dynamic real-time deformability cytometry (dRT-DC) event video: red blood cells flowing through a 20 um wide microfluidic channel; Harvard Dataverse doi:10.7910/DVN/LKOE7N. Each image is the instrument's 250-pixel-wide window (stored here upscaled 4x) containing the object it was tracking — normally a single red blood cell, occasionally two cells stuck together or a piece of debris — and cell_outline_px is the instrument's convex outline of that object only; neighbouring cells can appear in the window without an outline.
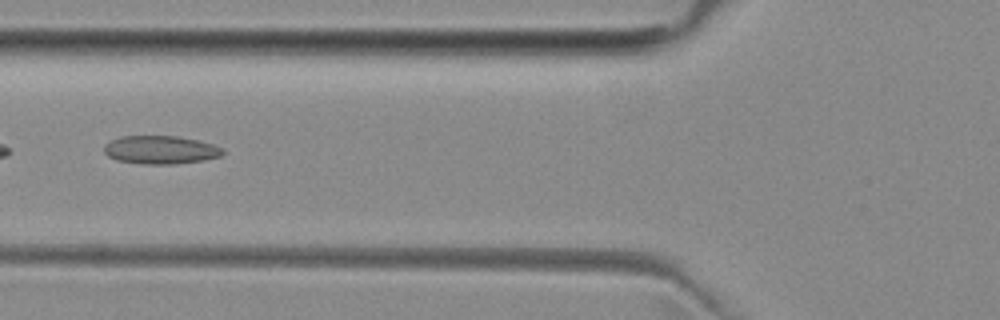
{"species": "common noctule bat (a hibernating species)", "species_latin": "Nyctalus noctula", "temperature_condition": "room temperature", "stored_images_in_passage": 5, "camera_frame_rate_fps": 3000, "um_per_image_px": 0.085, "animal": {"sex": "female", "body_mass_g": 29.2, "forearm_length_mm": 56.3}, "frame": {"image": 1, "passage_image": 5, "time_ms": 4.333, "image_size_px": [1000, 320], "cell_outline_px": [[224, 152], [220, 156], [200, 160], [176, 164], [144, 164], [116, 160], [108, 156], [104, 152], [104, 144], [120, 136], [176, 136], [196, 140], [212, 144], [224, 148]], "centroid_in_image_um": [13.61, 12.73], "position_along_channel_um": 112.2, "area_um2": 19.42}}